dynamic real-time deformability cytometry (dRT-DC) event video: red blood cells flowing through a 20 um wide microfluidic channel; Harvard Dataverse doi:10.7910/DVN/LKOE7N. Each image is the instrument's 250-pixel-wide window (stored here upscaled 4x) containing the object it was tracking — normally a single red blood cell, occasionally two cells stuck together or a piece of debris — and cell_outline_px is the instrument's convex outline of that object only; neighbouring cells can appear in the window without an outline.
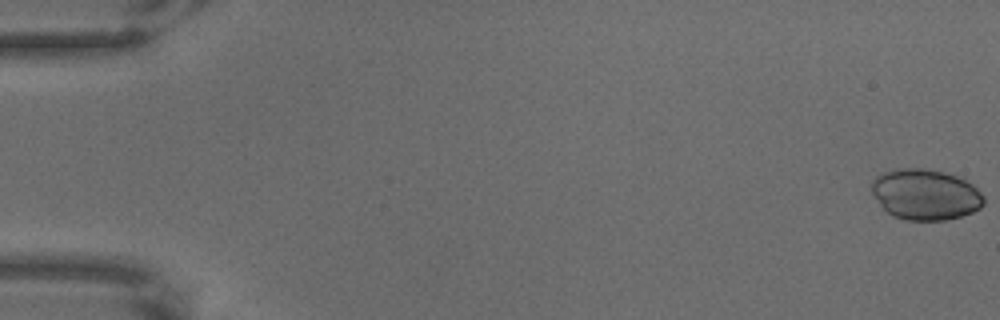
{"species": "common noctule bat (a hibernating species)", "species_latin": "Nyctalus noctula", "temperature_condition": "warm", "stored_images_in_passage": 66, "camera_frame_rate_fps": 3000, "um_per_image_px": 0.085, "animal": {"sex": "male", "body_mass_g": 18.8}, "frame": {"image": 1, "passage_image": 1, "time_ms": 0.0, "image_size_px": [1000, 320], "cell_outline_px": [[984, 204], [980, 208], [972, 212], [960, 216], [944, 220], [904, 220], [892, 216], [880, 204], [872, 192], [872, 180], [876, 176], [884, 172], [900, 168], [924, 168], [944, 172], [956, 176], [972, 184], [984, 196]], "centroid_in_image_um": [78.66, 16.53], "position_along_channel_um": 6.3, "area_um2": 33.06}}
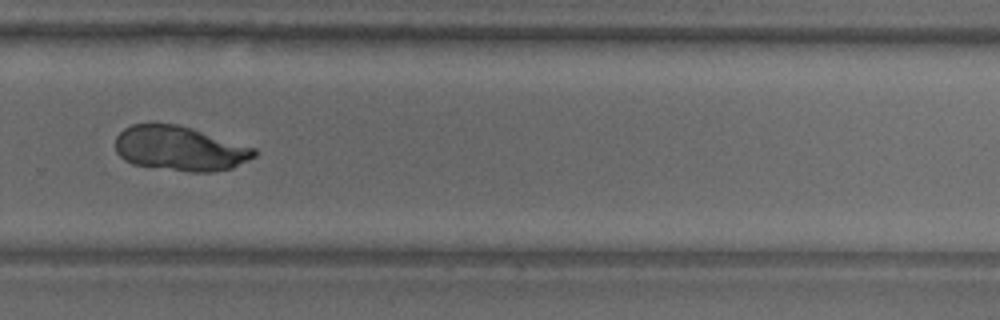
{"frame": {"image": 2, "passage_image": 46, "time_ms": 15.0, "image_size_px": [1000, 320], "cell_outline_px": [[260, 152], [256, 156], [232, 168], [212, 172], [188, 172], [132, 164], [124, 160], [116, 152], [116, 136], [124, 128], [132, 124], [176, 124], [192, 128], [256, 148]], "centroid_in_image_um": [15.31, 12.63], "position_along_channel_um": 314.5, "area_um2": 36.24}}
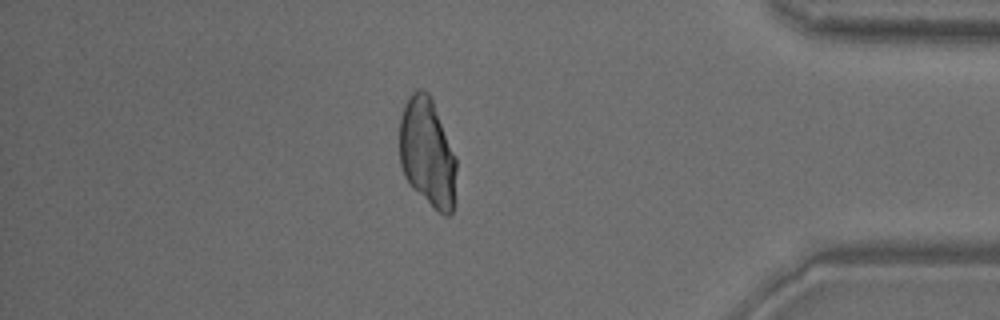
{"frame": {"image": 3, "passage_image": 57, "time_ms": 18.667, "image_size_px": [1000, 320], "cell_outline_px": [[456, 204], [452, 212], [448, 216], [444, 216], [412, 188], [404, 176], [400, 164], [400, 116], [404, 104], [408, 96], [416, 88], [420, 88], [428, 92], [432, 100], [456, 156]], "centroid_in_image_um": [36.34, 12.99], "position_along_channel_um": 398.9, "area_um2": 36.47}}